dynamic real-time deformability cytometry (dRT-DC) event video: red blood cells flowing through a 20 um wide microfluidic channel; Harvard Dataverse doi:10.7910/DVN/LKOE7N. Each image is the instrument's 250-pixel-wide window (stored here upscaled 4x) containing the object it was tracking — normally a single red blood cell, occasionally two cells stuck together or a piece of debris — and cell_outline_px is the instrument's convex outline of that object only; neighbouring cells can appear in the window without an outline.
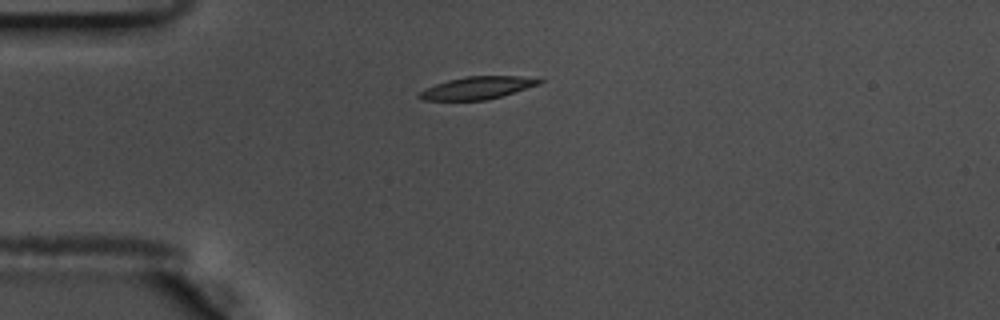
{"species": "common noctule bat (a hibernating species)", "species_latin": "Nyctalus noctula", "temperature_condition": "warm", "stored_images_in_passage": 43, "camera_frame_rate_fps": 3000, "um_per_image_px": 0.085, "animal": {"sex": "male", "body_mass_g": 17.5, "forearm_length_mm": 52.3}, "frame": {"image": 1, "passage_image": 1, "time_ms": 0.0, "image_size_px": [1000, 320], "cell_outline_px": [[544, 80], [540, 84], [488, 100], [424, 100], [416, 96], [420, 92], [436, 84], [448, 80], [464, 76], [516, 76]], "centroid_in_image_um": [40.56, 7.47], "position_along_channel_um": 44.4, "area_um2": 15.49}}
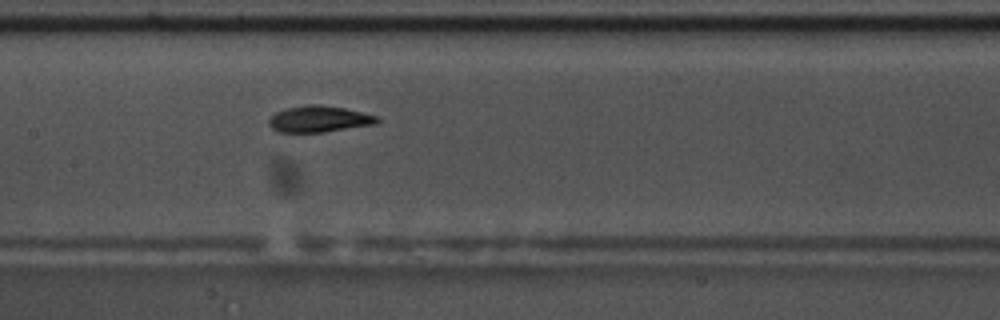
{"frame": {"image": 2, "passage_image": 14, "time_ms": 4.333, "image_size_px": [1000, 320], "cell_outline_px": [[380, 120], [376, 124], [324, 132], [276, 132], [268, 124], [268, 120], [276, 112], [288, 108], [308, 104], [320, 104], [344, 108], [376, 116]], "centroid_in_image_um": [27.1, 10.12], "position_along_channel_um": 180.3, "area_um2": 16.53}}
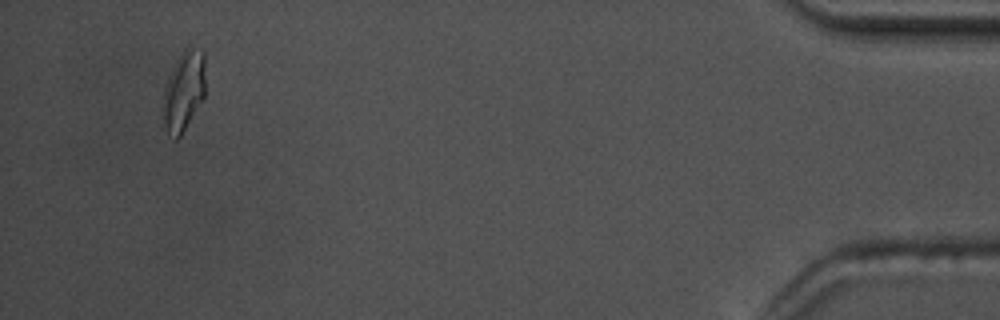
{"frame": {"image": 3, "passage_image": 40, "time_ms": 13.0, "image_size_px": [1000, 320], "cell_outline_px": [[204, 96], [180, 136], [176, 140], [164, 128], [164, 84], [176, 60], [184, 48], [188, 44], [204, 52]], "centroid_in_image_um": [15.61, 7.67], "position_along_channel_um": 419.6, "area_um2": 19.48}, "authors_computed_cell_mechanics": {"area_um2": 16.762, "velocity_mm_per_s": 3.6221, "shape_relaxation_time_tau1_ms": 3.3827, "shape_relaxation_time_tau2_ms": 1.7324, "deformation_change_tau1": 0.1467, "deformation_change_tau2": 0.0778}}